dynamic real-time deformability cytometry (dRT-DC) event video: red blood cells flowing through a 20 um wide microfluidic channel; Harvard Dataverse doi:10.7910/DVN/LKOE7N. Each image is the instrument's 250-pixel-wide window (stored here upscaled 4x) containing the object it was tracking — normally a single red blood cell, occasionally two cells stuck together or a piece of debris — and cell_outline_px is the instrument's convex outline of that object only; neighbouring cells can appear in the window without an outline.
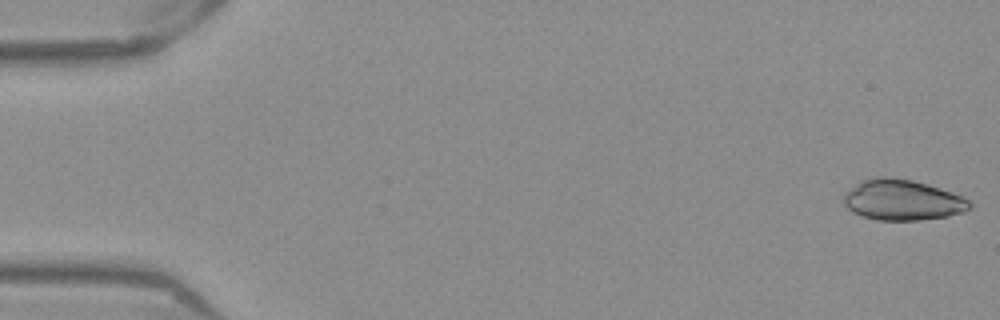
{"species": "Egyptian fruit bat (a non-hibernating species)", "species_latin": "Rousettus aegyptiacus", "temperature_condition": "warm", "stored_images_in_passage": 52, "camera_frame_rate_fps": 3000, "um_per_image_px": 0.085, "frame": {"image": 1, "passage_image": 1, "time_ms": 0.0, "image_size_px": [1000, 320], "cell_outline_px": [[972, 208], [964, 212], [948, 216], [920, 220], [876, 220], [852, 212], [844, 204], [844, 192], [856, 184], [864, 180], [880, 176], [884, 176], [912, 180], [928, 184], [960, 196], [968, 200], [972, 204]], "centroid_in_image_um": [76.7, 17.01], "position_along_channel_um": 8.3, "area_um2": 29.65}}
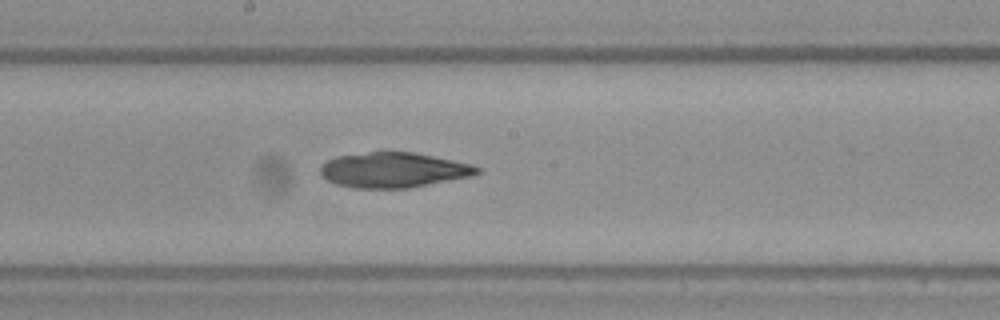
{"frame": {"image": 2, "passage_image": 28, "time_ms": 9.0, "image_size_px": [1000, 320], "cell_outline_px": [[484, 172], [476, 176], [408, 188], [356, 188], [336, 184], [328, 180], [320, 172], [320, 168], [328, 160], [336, 156], [368, 152], [412, 152], [472, 164], [480, 168]], "centroid_in_image_um": [33.52, 14.46], "position_along_channel_um": 214.7, "area_um2": 32.14}}
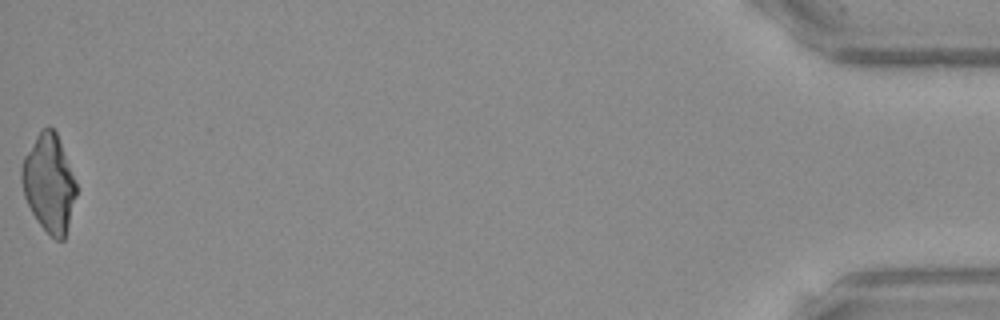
{"frame": {"image": 3, "passage_image": 52, "time_ms": 17.0, "image_size_px": [1000, 320], "cell_outline_px": [[76, 196], [64, 240], [56, 240], [36, 220], [24, 196], [20, 180], [20, 168], [24, 156], [36, 136], [48, 124], [56, 132], [76, 184]], "centroid_in_image_um": [4.14, 15.57], "position_along_channel_um": 431.1, "area_um2": 30.63}}